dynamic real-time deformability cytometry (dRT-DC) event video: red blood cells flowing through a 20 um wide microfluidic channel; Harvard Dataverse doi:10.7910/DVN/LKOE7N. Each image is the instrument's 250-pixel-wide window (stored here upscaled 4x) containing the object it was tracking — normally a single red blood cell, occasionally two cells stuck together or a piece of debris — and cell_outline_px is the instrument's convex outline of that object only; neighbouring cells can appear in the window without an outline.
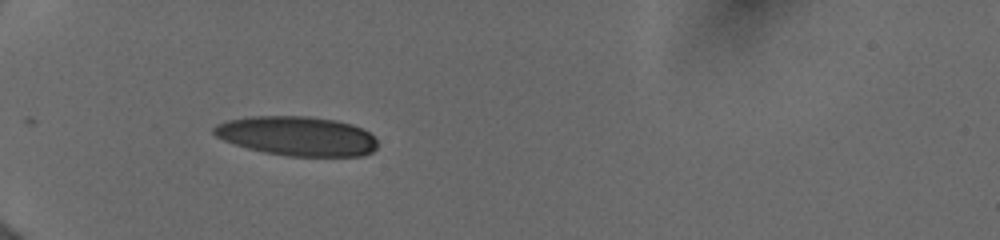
{"species": "human", "species_latin": "Homo sapiens", "temperature_condition": "cold", "stored_images_in_passage": 35, "camera_frame_rate_fps": 3000, "um_per_image_px": 0.085, "donor": {"sex": "female"}, "frame": {"image": 1, "passage_image": 1, "time_ms": 0.0, "image_size_px": [1000, 240], "cell_outline_px": [[376, 148], [372, 152], [360, 156], [288, 156], [264, 152], [248, 148], [224, 140], [216, 136], [212, 132], [212, 128], [216, 124], [228, 120], [248, 116], [308, 116], [336, 120], [352, 124], [368, 132], [376, 140]], "centroid_in_image_um": [25.23, 11.56], "position_along_channel_um": 59.8, "area_um2": 37.51}}
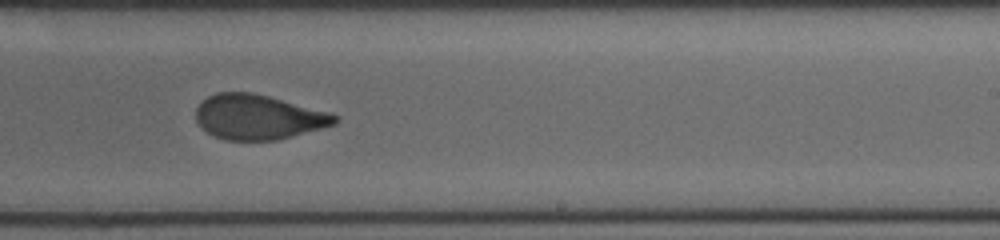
{"frame": {"image": 2, "passage_image": 18, "time_ms": 5.667, "image_size_px": [1000, 240], "cell_outline_px": [[340, 120], [336, 124], [292, 136], [276, 140], [224, 140], [208, 132], [196, 120], [196, 108], [208, 96], [216, 92], [252, 92], [332, 112], [340, 116]], "centroid_in_image_um": [22.0, 9.94], "position_along_channel_um": 267.0, "area_um2": 36.3}}
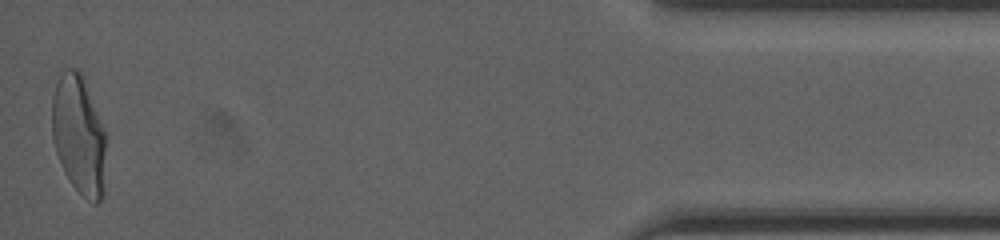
{"frame": {"image": 3, "passage_image": 35, "time_ms": 11.333, "image_size_px": [1000, 240], "cell_outline_px": [[104, 192], [100, 200], [96, 204], [84, 196], [72, 184], [64, 172], [60, 164], [56, 152], [52, 136], [52, 96], [56, 84], [64, 68], [76, 68], [84, 76], [104, 132]], "centroid_in_image_um": [6.67, 11.44], "position_along_channel_um": 428.5, "area_um2": 37.11}, "authors_computed_cell_mechanics": {"area_um2": 37.5122, "velocity_mm_per_s": 4.0003, "shape_relaxation_time_tau1_ms": 5.8131, "shape_relaxation_time_tau2_ms": 1.0016, "deformation_change_tau1": 0.1969, "deformation_change_tau2": 0.0754}}